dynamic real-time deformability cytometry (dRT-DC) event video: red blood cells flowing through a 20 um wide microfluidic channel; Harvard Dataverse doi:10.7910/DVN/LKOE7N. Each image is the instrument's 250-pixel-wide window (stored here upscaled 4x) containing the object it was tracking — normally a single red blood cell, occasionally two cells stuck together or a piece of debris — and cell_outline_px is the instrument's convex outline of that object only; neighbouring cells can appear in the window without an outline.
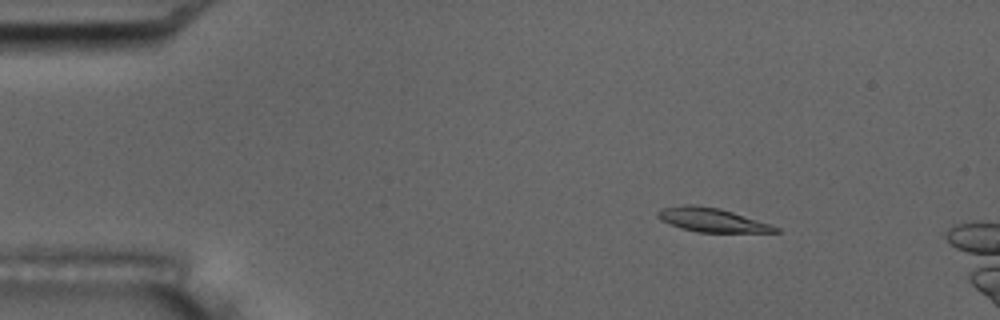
{"species": "common noctule bat (a hibernating species)", "species_latin": "Nyctalus noctula", "temperature_condition": "room temperature", "stored_images_in_passage": 4, "camera_frame_rate_fps": 3000, "um_per_image_px": 0.085, "animal": {"sex": "male", "body_mass_g": 17.5, "forearm_length_mm": 52.3}, "frame": {"image": 1, "passage_image": 2, "time_ms": 1.333, "image_size_px": [1000, 320], "cell_outline_px": [[780, 232], [696, 232], [680, 228], [660, 220], [656, 216], [656, 212], [660, 208], [684, 204], [696, 204], [720, 208], [780, 228]], "centroid_in_image_um": [60.41, 18.68], "position_along_channel_um": 24.6, "area_um2": 16.36}}